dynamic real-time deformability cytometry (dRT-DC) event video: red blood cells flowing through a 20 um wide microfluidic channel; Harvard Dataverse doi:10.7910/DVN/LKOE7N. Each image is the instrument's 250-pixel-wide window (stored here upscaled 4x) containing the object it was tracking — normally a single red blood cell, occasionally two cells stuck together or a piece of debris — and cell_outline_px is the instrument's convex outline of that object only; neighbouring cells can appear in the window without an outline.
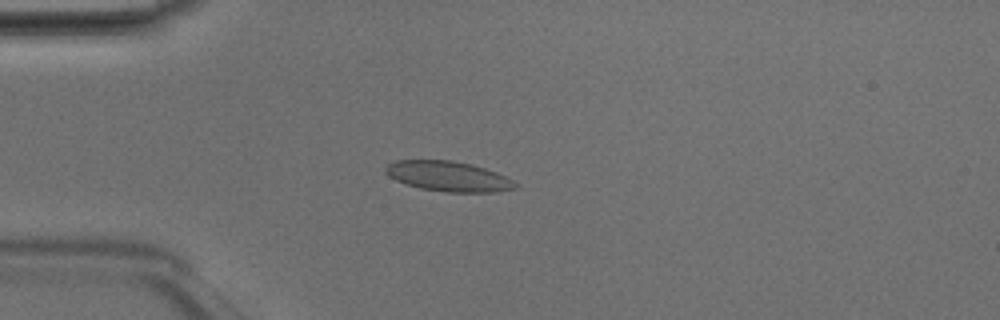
{"species": "Egyptian fruit bat (a non-hibernating species)", "species_latin": "Rousettus aegyptiacus", "temperature_condition": "room temperature", "stored_images_in_passage": 48, "camera_frame_rate_fps": 3000, "um_per_image_px": 0.085, "animal": {"sex": "male"}, "frame": {"image": 1, "passage_image": 12, "time_ms": 3.667, "image_size_px": [1000, 320], "cell_outline_px": [[520, 184], [516, 188], [492, 192], [448, 192], [420, 188], [396, 180], [388, 176], [384, 172], [384, 168], [388, 164], [396, 160], [452, 160], [472, 164], [496, 172]], "centroid_in_image_um": [38.1, 14.98], "position_along_channel_um": 46.9, "area_um2": 22.72}}
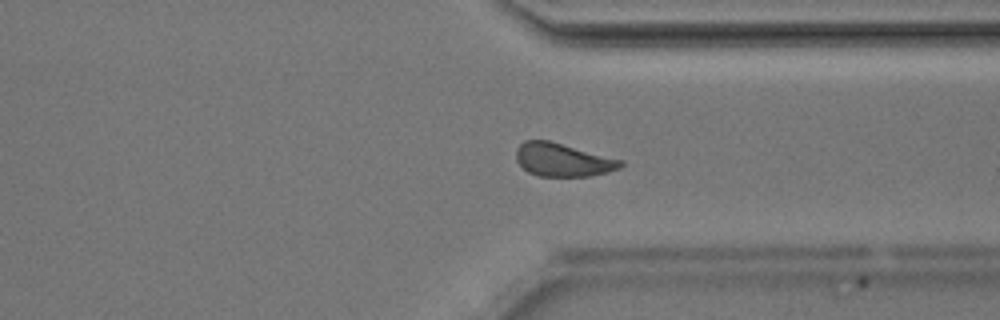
{"frame": {"image": 2, "passage_image": 36, "time_ms": 11.667, "image_size_px": [1000, 320], "cell_outline_px": [[624, 164], [620, 168], [608, 172], [588, 176], [540, 176], [528, 172], [516, 160], [516, 148], [524, 140], [548, 140], [624, 160]], "centroid_in_image_um": [47.85, 13.58], "position_along_channel_um": 363.6, "area_um2": 20.23}}
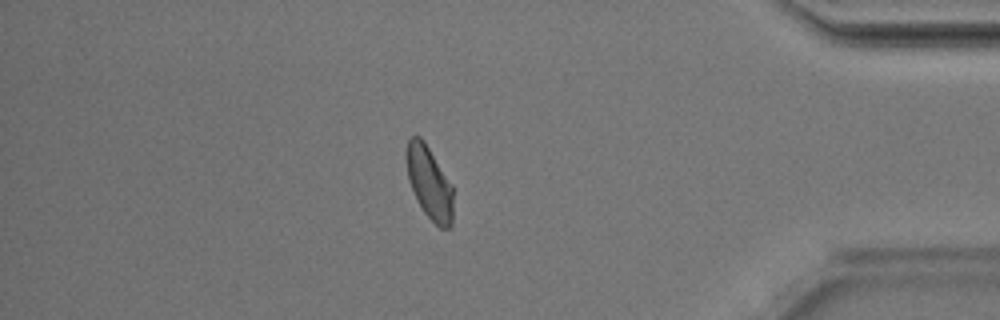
{"frame": {"image": 3, "passage_image": 41, "time_ms": 13.333, "image_size_px": [1000, 320], "cell_outline_px": [[452, 228], [440, 228], [424, 212], [408, 180], [404, 156], [408, 140], [412, 136], [420, 136], [424, 140], [452, 184]], "centroid_in_image_um": [36.48, 15.49], "position_along_channel_um": 398.7, "area_um2": 19.83}, "authors_computed_cell_mechanics": {"area_um2": 21.097, "velocity_mm_per_s": 4.163, "shape_relaxation_time_tau1_ms": 6.4796, "shape_relaxation_time_tau2_ms": 1.0555, "deformation_change_tau1": 0.1108, "deformation_change_tau2": 0.0444}}